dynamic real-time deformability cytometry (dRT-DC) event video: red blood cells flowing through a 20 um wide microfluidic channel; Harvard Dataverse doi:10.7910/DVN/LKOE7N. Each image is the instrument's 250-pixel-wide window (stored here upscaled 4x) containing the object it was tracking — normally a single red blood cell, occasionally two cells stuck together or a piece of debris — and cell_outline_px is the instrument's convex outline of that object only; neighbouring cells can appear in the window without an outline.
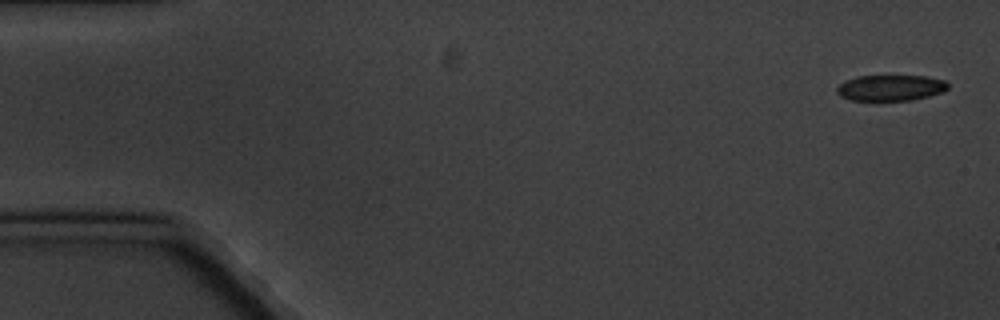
{"species": "common noctule bat (a hibernating species)", "species_latin": "Nyctalus noctula", "temperature_condition": "cold", "stored_images_in_passage": 7, "camera_frame_rate_fps": 3000, "um_per_image_px": 0.085, "animal": {"sex": "male", "body_mass_g": 20.1, "forearm_length_mm": 53.5}, "frame": {"image": 1, "passage_image": 1, "time_ms": 0.0, "image_size_px": [1000, 320], "cell_outline_px": [[948, 88], [944, 92], [928, 96], [908, 100], [852, 100], [840, 96], [836, 92], [836, 88], [840, 84], [856, 76], [928, 76], [944, 80], [948, 84]], "centroid_in_image_um": [75.72, 7.46], "position_along_channel_um": 9.3, "area_um2": 16.65}}
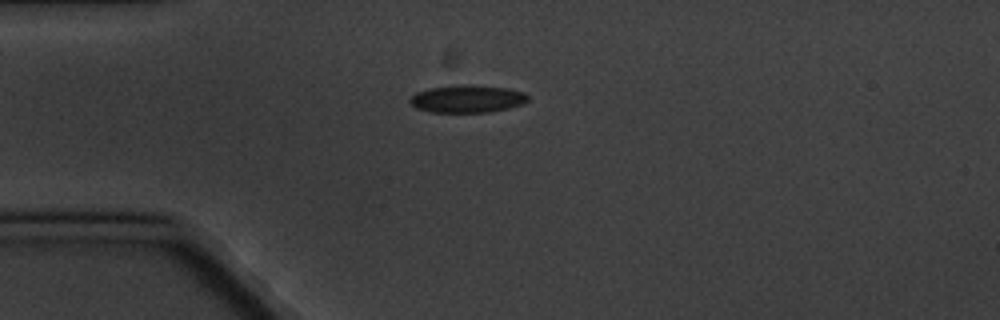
{"frame": {"image": 2, "passage_image": 4, "time_ms": 4.333, "image_size_px": [1000, 320], "cell_outline_px": [[528, 100], [524, 104], [508, 108], [488, 112], [428, 112], [416, 108], [408, 100], [416, 92], [432, 88], [508, 88], [524, 92], [528, 96]], "centroid_in_image_um": [39.73, 8.47], "position_along_channel_um": 45.3, "area_um2": 17.8}}